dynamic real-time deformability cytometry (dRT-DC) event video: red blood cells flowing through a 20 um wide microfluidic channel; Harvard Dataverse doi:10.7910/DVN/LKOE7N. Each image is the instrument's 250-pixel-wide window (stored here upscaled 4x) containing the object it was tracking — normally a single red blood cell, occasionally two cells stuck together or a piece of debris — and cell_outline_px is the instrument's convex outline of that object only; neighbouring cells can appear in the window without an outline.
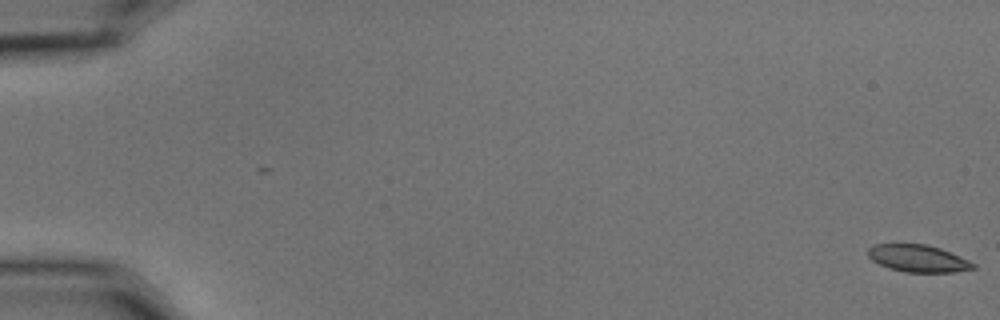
{"species": "common noctule bat (a hibernating species)", "species_latin": "Nyctalus noctula", "temperature_condition": "cold", "stored_images_in_passage": 58, "camera_frame_rate_fps": 3000, "um_per_image_px": 0.085, "animal": {"sex": "male", "body_mass_g": 15.6}, "frame": {"image": 1, "passage_image": 1, "time_ms": 0.0, "image_size_px": [1000, 320], "cell_outline_px": [[976, 268], [952, 272], [904, 272], [888, 268], [872, 260], [868, 256], [868, 248], [872, 244], [924, 244], [940, 248], [960, 256], [976, 264]], "centroid_in_image_um": [78.02, 21.96], "position_along_channel_um": 7.0, "area_um2": 16.65}}
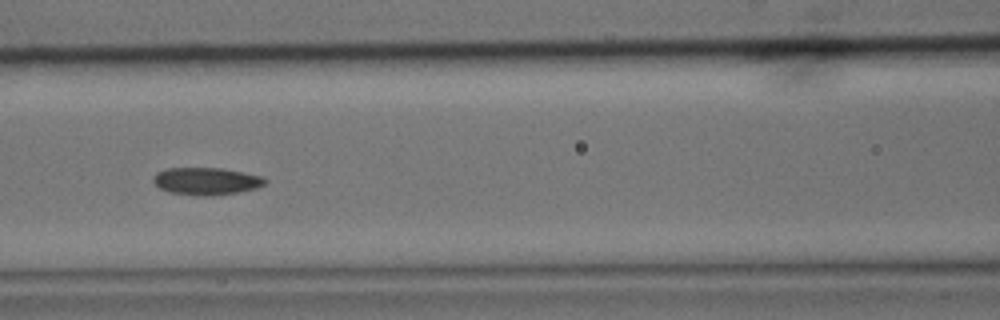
{"frame": {"image": 2, "passage_image": 27, "time_ms": 8.667, "image_size_px": [1000, 320], "cell_outline_px": [[268, 180], [264, 184], [256, 188], [236, 192], [212, 196], [196, 196], [168, 192], [160, 188], [152, 180], [152, 176], [156, 172], [168, 168], [224, 168], [264, 176]], "centroid_in_image_um": [17.53, 15.39], "position_along_channel_um": 149.1, "area_um2": 18.03}}
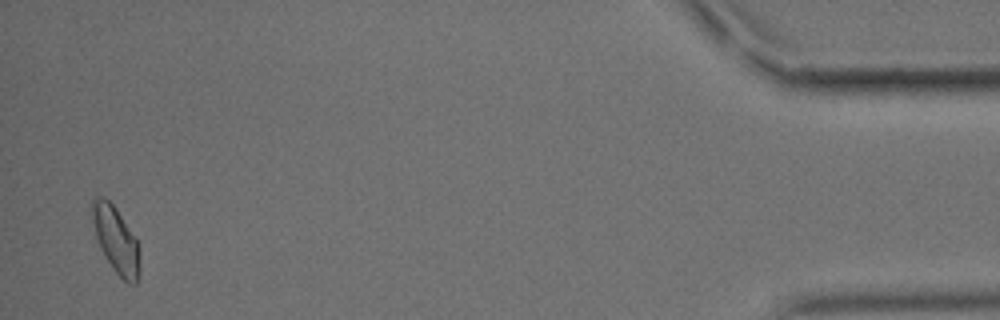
{"frame": {"image": 3, "passage_image": 57, "time_ms": 18.667, "image_size_px": [1000, 320], "cell_outline_px": [[140, 272], [136, 284], [128, 284], [112, 268], [100, 248], [96, 236], [92, 220], [92, 200], [96, 196], [104, 196], [116, 208], [136, 240], [140, 248]], "centroid_in_image_um": [9.87, 20.41], "position_along_channel_um": 425.3, "area_um2": 18.32}, "authors_computed_cell_mechanics": {"area_um2": 17.6001, "velocity_mm_per_s": 3.529, "shape_relaxation_time_tau1_ms": 7.5673, "shape_relaxation_time_tau2_ms": 3.2273, "deformation_change_tau1": 0.1432, "deformation_change_tau2": 0.0768}}